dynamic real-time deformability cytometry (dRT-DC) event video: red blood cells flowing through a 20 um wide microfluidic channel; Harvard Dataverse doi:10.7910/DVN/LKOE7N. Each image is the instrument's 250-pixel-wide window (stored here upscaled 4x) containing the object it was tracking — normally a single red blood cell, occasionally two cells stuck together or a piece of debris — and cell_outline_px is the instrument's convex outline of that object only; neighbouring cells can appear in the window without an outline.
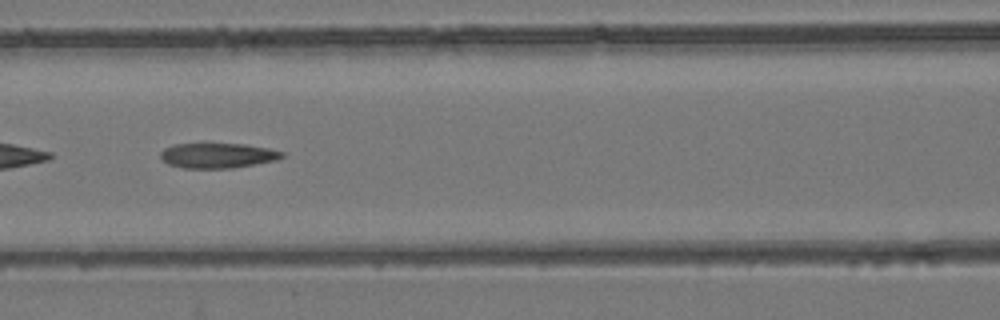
{"species": "common noctule bat (a hibernating species)", "species_latin": "Nyctalus noctula", "temperature_condition": "room temperature", "stored_images_in_passage": 54, "camera_frame_rate_fps": 3000, "um_per_image_px": 0.085, "animal": {"sex": "female", "body_mass_g": 24.6, "forearm_length_mm": 56.2}, "frame": {"image": 1, "passage_image": 24, "time_ms": 7.667, "image_size_px": [1000, 320], "cell_outline_px": [[284, 156], [276, 160], [256, 164], [232, 168], [184, 168], [168, 164], [160, 156], [160, 152], [164, 148], [172, 144], [204, 140], [244, 144], [268, 148], [284, 152]], "centroid_in_image_um": [18.44, 13.16], "position_along_channel_um": 148.2, "area_um2": 18.73}, "authors_computed_cell_mechanics": {"area_um2": 18.8428, "velocity_mm_per_s": 3.8872, "shape_relaxation_time_tau1_ms": null, "shape_relaxation_time_tau2_ms": 5.4832, "deformation_change_tau1": null, "deformation_change_tau2": 0.1748}}